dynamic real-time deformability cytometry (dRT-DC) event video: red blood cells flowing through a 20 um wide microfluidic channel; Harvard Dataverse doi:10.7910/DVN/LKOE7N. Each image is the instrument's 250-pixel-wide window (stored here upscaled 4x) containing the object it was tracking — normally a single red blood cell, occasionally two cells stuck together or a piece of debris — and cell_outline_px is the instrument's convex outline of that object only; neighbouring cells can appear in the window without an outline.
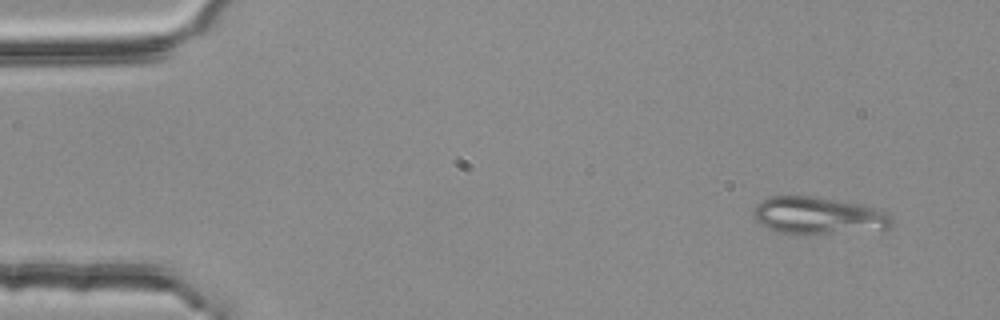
{"species": "common noctule bat (a hibernating species)", "species_latin": "Nyctalus noctula", "temperature_condition": "room temperature", "stored_images_in_passage": 3, "camera_frame_rate_fps": 3000, "um_per_image_px": 0.085, "animal": {"sex": "female", "body_mass_g": 25.1}, "frame": {"image": 1, "passage_image": 1, "time_ms": 0.0, "image_size_px": [1000, 320], "cell_outline_px": [[892, 228], [884, 232], [804, 236], [784, 232], [768, 228], [760, 224], [752, 216], [752, 212], [756, 204], [772, 196], [812, 196], [856, 204], [872, 208], [884, 212], [892, 216]], "centroid_in_image_um": [69.63, 18.4], "position_along_channel_um": 15.4, "area_um2": 30.98}}